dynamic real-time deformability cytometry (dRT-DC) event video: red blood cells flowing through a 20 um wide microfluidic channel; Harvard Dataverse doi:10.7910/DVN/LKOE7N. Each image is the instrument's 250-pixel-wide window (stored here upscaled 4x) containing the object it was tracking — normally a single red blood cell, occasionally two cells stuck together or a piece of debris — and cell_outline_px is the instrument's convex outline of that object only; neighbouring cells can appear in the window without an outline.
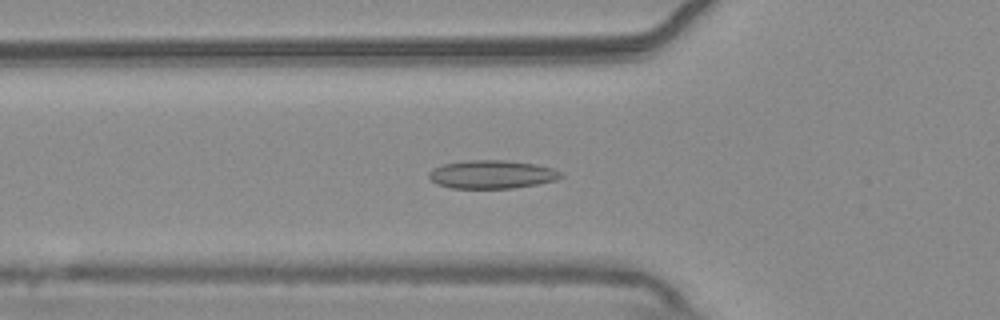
{"species": "common noctule bat (a hibernating species)", "species_latin": "Nyctalus noctula", "temperature_condition": "warm", "stored_images_in_passage": 55, "camera_frame_rate_fps": 3000, "um_per_image_px": 0.085, "animal": {"sex": "male", "body_mass_g": 20.4}, "frame": {"image": 1, "passage_image": 19, "time_ms": 6.0, "image_size_px": [1000, 320], "cell_outline_px": [[564, 176], [556, 180], [536, 184], [512, 188], [452, 188], [436, 184], [428, 176], [428, 172], [432, 168], [444, 164], [468, 160], [504, 160], [536, 164], [552, 168], [560, 172]], "centroid_in_image_um": [41.79, 14.82], "position_along_channel_um": 84.0, "area_um2": 21.73}}
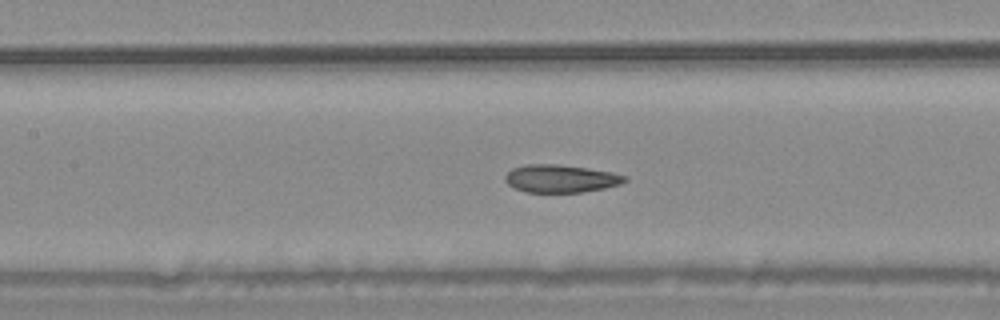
{"frame": {"image": 2, "passage_image": 25, "time_ms": 8.0, "image_size_px": [1000, 320], "cell_outline_px": [[628, 180], [620, 184], [604, 188], [584, 192], [528, 192], [516, 188], [508, 184], [504, 180], [504, 176], [512, 168], [524, 164], [556, 164], [588, 168], [612, 172], [628, 176]], "centroid_in_image_um": [47.67, 15.17], "position_along_channel_um": 159.7, "area_um2": 19.42}}
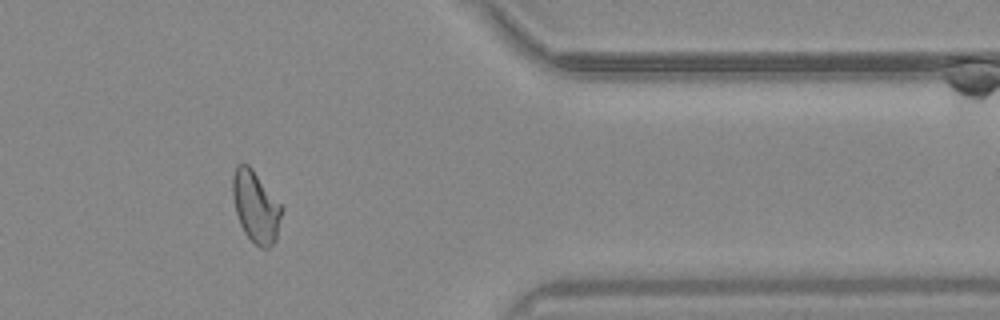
{"frame": {"image": 3, "passage_image": 45, "time_ms": 14.667, "image_size_px": [1000, 320], "cell_outline_px": [[284, 208], [276, 240], [268, 248], [260, 248], [244, 232], [240, 224], [236, 212], [232, 196], [232, 176], [236, 164], [248, 164], [252, 168]], "centroid_in_image_um": [21.74, 17.56], "position_along_channel_um": 389.7, "area_um2": 20.52}, "authors_computed_cell_mechanics": {"area_um2": 20.519, "velocity_mm_per_s": 3.7519, "shape_relaxation_time_tau1_ms": 7.5967, "shape_relaxation_time_tau2_ms": 1.6651, "deformation_change_tau1": 0.1785, "deformation_change_tau2": 0.0668}}